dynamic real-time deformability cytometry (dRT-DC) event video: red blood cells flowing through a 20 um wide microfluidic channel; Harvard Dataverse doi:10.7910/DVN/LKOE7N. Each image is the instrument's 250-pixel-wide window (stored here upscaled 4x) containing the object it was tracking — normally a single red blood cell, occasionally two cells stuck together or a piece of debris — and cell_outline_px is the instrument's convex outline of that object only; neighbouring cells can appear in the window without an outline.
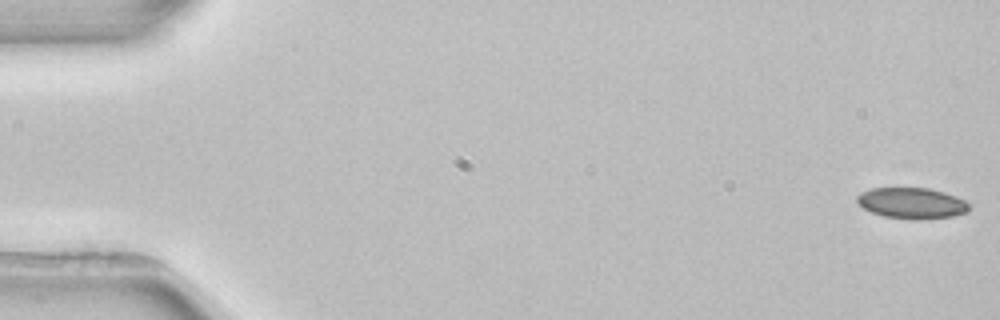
{"species": "common noctule bat (a hibernating species)", "species_latin": "Nyctalus noctula", "temperature_condition": "room temperature", "stored_images_in_passage": 53, "camera_frame_rate_fps": 3000, "um_per_image_px": 0.085, "animal": {"sex": "female", "body_mass_g": 22.7, "forearm_length_mm": 54.2}, "frame": {"image": 1, "passage_image": 1, "time_ms": 0.0, "image_size_px": [1000, 320], "cell_outline_px": [[968, 212], [952, 216], [920, 220], [912, 220], [884, 216], [872, 212], [864, 208], [856, 200], [856, 196], [872, 188], [928, 188], [944, 192], [956, 196], [964, 200], [968, 204]], "centroid_in_image_um": [77.52, 17.27], "position_along_channel_um": 7.5, "area_um2": 20.11}}
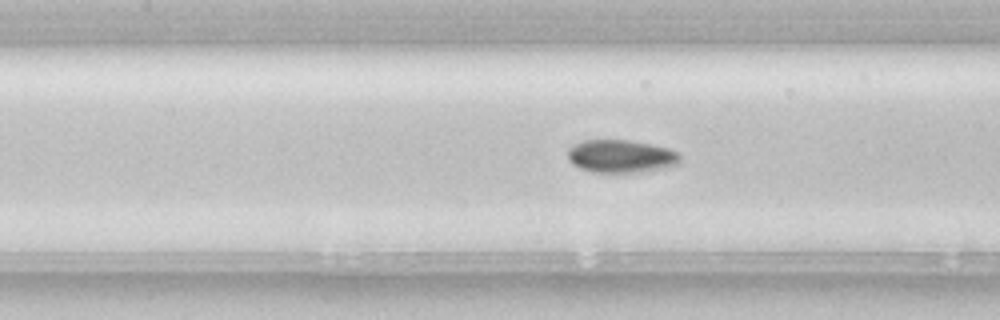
{"frame": {"image": 2, "passage_image": 24, "time_ms": 7.667, "image_size_px": [1000, 320], "cell_outline_px": [[680, 164], [664, 168], [644, 172], [592, 172], [580, 168], [572, 164], [568, 160], [568, 148], [584, 140], [628, 140], [652, 144], [668, 148], [676, 152], [680, 156]], "centroid_in_image_um": [52.79, 13.29], "position_along_channel_um": 154.6, "area_um2": 21.62}}
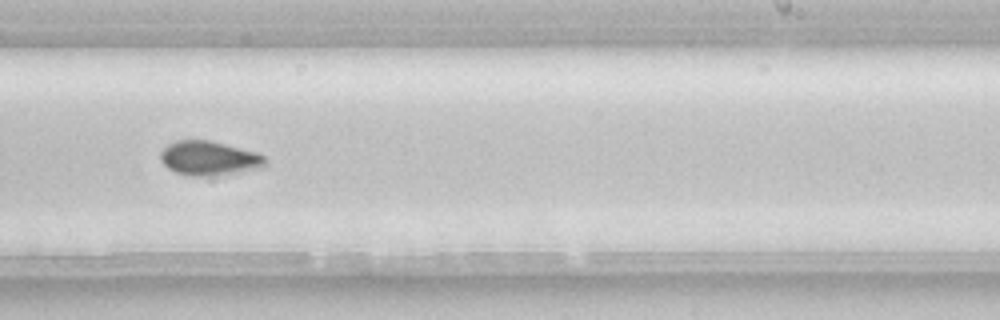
{"frame": {"image": 3, "passage_image": 33, "time_ms": 10.667, "image_size_px": [1000, 320], "cell_outline_px": [[264, 164], [260, 168], [236, 172], [208, 176], [192, 176], [176, 172], [168, 168], [160, 160], [160, 152], [168, 144], [176, 140], [208, 140], [256, 152], [264, 156]], "centroid_in_image_um": [17.71, 13.44], "position_along_channel_um": 271.3, "area_um2": 20.58}}